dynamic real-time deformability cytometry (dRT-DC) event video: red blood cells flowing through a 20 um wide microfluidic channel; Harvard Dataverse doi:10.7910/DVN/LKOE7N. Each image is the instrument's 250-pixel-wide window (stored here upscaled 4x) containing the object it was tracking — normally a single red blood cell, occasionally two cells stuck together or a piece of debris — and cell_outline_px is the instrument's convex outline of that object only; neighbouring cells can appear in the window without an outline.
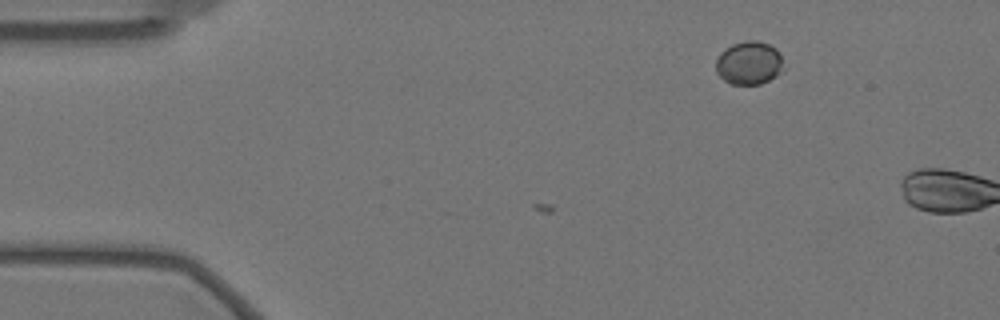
{"species": "Egyptian fruit bat (a non-hibernating species)", "species_latin": "Rousettus aegyptiacus", "temperature_condition": "warm", "stored_images_in_passage": 11, "camera_frame_rate_fps": 3000, "um_per_image_px": 0.085, "animal": {"sex": "female"}, "frame": {"image": 1, "passage_image": 11, "time_ms": 3.333, "image_size_px": [1000, 320], "cell_outline_px": [[784, 72], [760, 84], [728, 84], [716, 72], [716, 60], [720, 52], [732, 44], [748, 40], [756, 40], [768, 44], [776, 48], [780, 52], [784, 68]], "centroid_in_image_um": [63.68, 5.35], "position_along_channel_um": 21.3, "area_um2": 17.28}}